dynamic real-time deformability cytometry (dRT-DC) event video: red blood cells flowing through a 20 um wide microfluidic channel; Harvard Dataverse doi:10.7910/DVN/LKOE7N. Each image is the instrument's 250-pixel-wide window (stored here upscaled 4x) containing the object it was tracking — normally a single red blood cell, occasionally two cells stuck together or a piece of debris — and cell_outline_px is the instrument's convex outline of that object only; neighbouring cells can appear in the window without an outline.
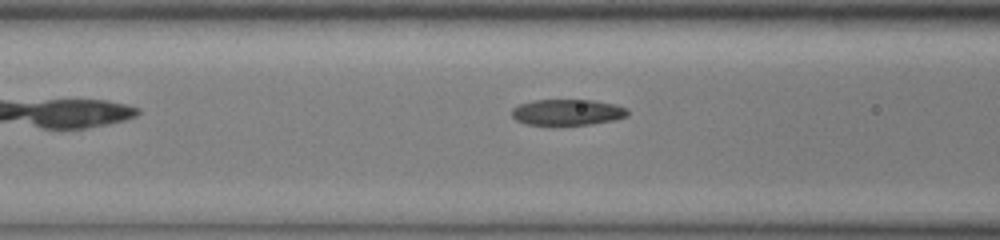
{"species": "common noctule bat (a hibernating species)", "species_latin": "Nyctalus noctula", "temperature_condition": "cold", "stored_images_in_passage": 7, "camera_frame_rate_fps": 3000, "um_per_image_px": 0.085, "animal": {"sex": "male", "body_mass_g": 13.0, "forearm_length_mm": 53.1}, "frame": {"image": 1, "passage_image": 5, "time_ms": 1.333, "image_size_px": [1000, 240], "cell_outline_px": [[628, 116], [616, 120], [592, 124], [524, 124], [516, 120], [512, 116], [512, 108], [520, 104], [536, 100], [596, 100], [616, 104], [628, 108]], "centroid_in_image_um": [48.28, 9.53], "position_along_channel_um": 118.3, "area_um2": 17.57}}